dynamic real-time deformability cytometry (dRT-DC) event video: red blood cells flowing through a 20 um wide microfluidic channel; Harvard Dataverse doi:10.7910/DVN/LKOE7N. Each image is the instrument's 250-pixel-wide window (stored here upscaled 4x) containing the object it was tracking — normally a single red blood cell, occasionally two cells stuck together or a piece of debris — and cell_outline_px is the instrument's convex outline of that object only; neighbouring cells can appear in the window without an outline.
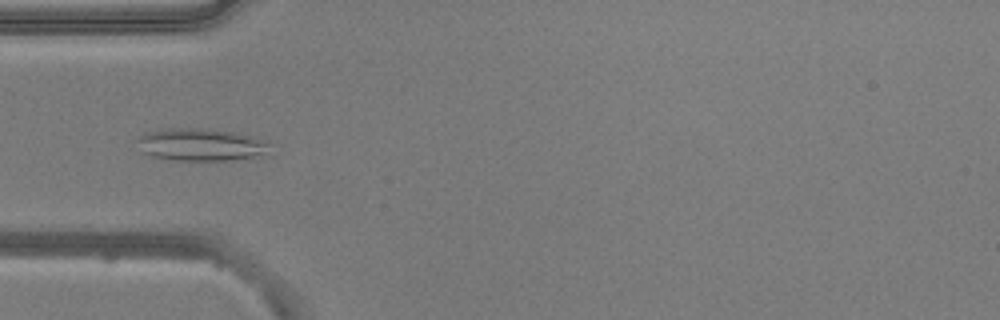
{"species": "common noctule bat (a hibernating species)", "species_latin": "Nyctalus noctula", "temperature_condition": "warm", "stored_images_in_passage": 52, "camera_frame_rate_fps": 3000, "um_per_image_px": 0.085, "animal": {"sex": "male", "body_mass_g": 20.5, "forearm_length_mm": 52.5}, "frame": {"image": 1, "passage_image": 16, "time_ms": 5.0, "image_size_px": [1000, 320], "cell_outline_px": [[268, 144], [260, 152], [252, 156], [228, 160], [172, 160], [152, 156], [144, 152], [136, 140], [140, 136], [148, 132], [168, 128], [204, 128], [236, 132], [252, 136]], "centroid_in_image_um": [16.94, 12.27], "position_along_channel_um": 68.1, "area_um2": 24.22}}
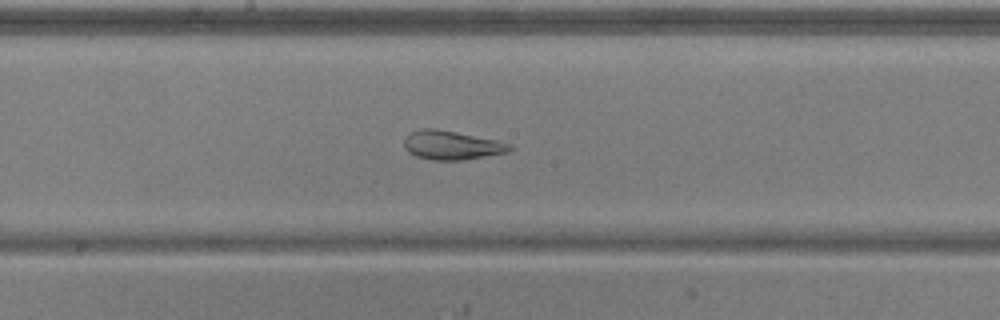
{"frame": {"image": 2, "passage_image": 27, "time_ms": 8.667, "image_size_px": [1000, 320], "cell_outline_px": [[512, 148], [508, 152], [460, 160], [432, 160], [416, 156], [408, 152], [404, 148], [404, 136], [408, 132], [424, 128], [436, 128], [496, 140], [512, 144]], "centroid_in_image_um": [38.33, 12.33], "position_along_channel_um": 209.9, "area_um2": 17.8}}
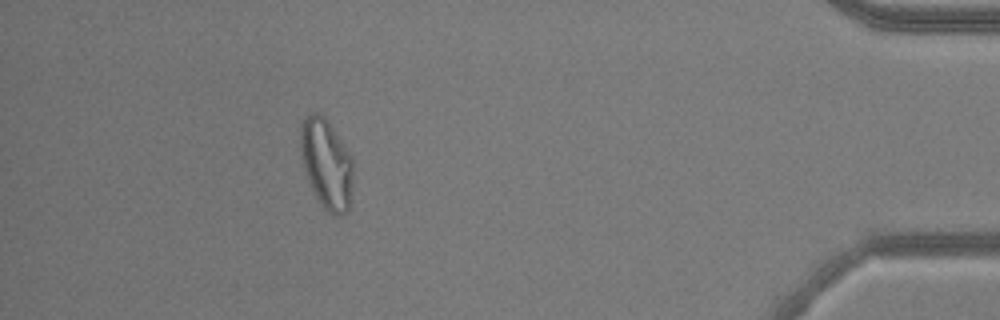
{"frame": {"image": 3, "passage_image": 47, "time_ms": 15.333, "image_size_px": [1000, 320], "cell_outline_px": [[352, 184], [348, 212], [340, 216], [336, 216], [328, 212], [320, 204], [312, 192], [300, 156], [300, 124], [304, 116], [308, 112], [316, 112], [324, 116], [328, 120], [352, 156]], "centroid_in_image_um": [27.72, 13.9], "position_along_channel_um": 407.5, "area_um2": 28.09}, "authors_computed_cell_mechanics": {"area_um2": 25.1719, "velocity_mm_per_s": 3.83, "shape_relaxation_time_tau1_ms": null, "shape_relaxation_time_tau2_ms": 1.7084, "deformation_change_tau1": null, "deformation_change_tau2": 0.0752}}